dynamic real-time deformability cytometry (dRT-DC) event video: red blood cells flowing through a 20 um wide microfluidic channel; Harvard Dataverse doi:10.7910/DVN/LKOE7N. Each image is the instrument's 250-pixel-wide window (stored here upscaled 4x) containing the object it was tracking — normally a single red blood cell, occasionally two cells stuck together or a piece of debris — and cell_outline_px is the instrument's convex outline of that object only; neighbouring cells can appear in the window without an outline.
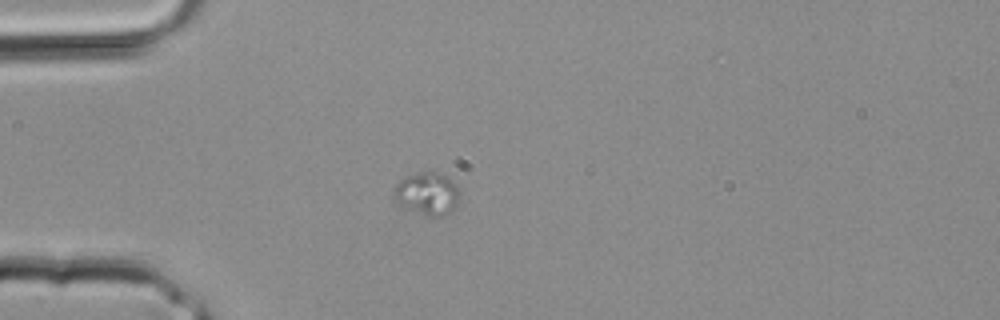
{"species": "common noctule bat (a hibernating species)", "species_latin": "Nyctalus noctula", "temperature_condition": "room temperature", "stored_images_in_passage": 3, "camera_frame_rate_fps": 3000, "um_per_image_px": 0.085, "animal": {"sex": "male", "body_mass_g": 20.4}, "frame": {"image": 1, "passage_image": 3, "time_ms": 0.667, "image_size_px": [1000, 320], "cell_outline_px": [[460, 192], [456, 204], [444, 216], [428, 216], [400, 204], [392, 196], [392, 188], [400, 180], [408, 176], [424, 172], [436, 172], [448, 176], [456, 184]], "centroid_in_image_um": [36.31, 16.44], "position_along_channel_um": 48.7, "area_um2": 16.07}}